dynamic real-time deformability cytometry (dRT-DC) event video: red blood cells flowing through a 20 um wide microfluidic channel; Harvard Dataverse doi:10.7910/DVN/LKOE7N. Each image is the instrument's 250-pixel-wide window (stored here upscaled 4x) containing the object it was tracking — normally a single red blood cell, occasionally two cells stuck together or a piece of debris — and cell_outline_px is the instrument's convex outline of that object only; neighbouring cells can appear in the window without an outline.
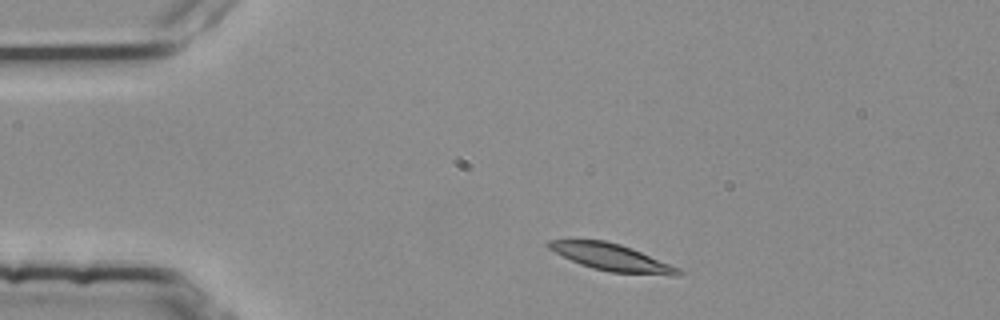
{"species": "common noctule bat (a hibernating species)", "species_latin": "Nyctalus noctula", "temperature_condition": "room temperature", "stored_images_in_passage": 3, "segment_of_instrument_passage": [1, 2], "camera_frame_rate_fps": 3000, "um_per_image_px": 0.085, "animal": {"sex": "female", "body_mass_g": 25.1}, "frame": {"image": 1, "passage_image": 1, "time_ms": 0.0, "image_size_px": [1000, 320], "cell_outline_px": [[684, 272], [676, 276], [672, 276], [612, 272], [592, 268], [580, 264], [548, 248], [544, 244], [548, 240], [604, 240], [620, 244], [632, 248], [680, 268]], "centroid_in_image_um": [52.03, 21.88], "position_along_channel_um": 33.0, "area_um2": 20.29}}